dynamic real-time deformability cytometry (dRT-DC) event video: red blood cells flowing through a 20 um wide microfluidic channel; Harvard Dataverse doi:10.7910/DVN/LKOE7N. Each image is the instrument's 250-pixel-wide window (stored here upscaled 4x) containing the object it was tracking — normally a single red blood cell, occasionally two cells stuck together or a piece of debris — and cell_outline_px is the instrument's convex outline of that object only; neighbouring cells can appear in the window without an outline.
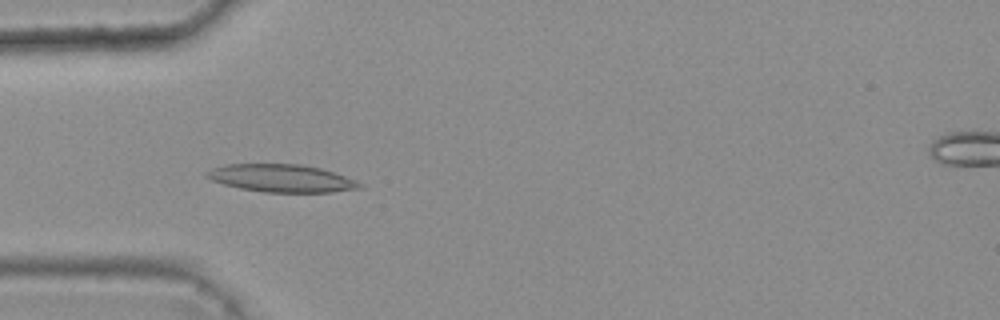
{"species": "common noctule bat (a hibernating species)", "species_latin": "Nyctalus noctula", "temperature_condition": "warm", "stored_images_in_passage": 3, "camera_frame_rate_fps": 3000, "um_per_image_px": 0.085, "animal": {"sex": "female", "body_mass_g": 25.1}, "frame": {"image": 1, "passage_image": 3, "time_ms": 0.667, "image_size_px": [1000, 320], "cell_outline_px": [[364, 188], [332, 192], [264, 192], [240, 188], [224, 184], [212, 180], [204, 176], [204, 172], [212, 168], [224, 164], [300, 164], [320, 168], [356, 180], [364, 184]], "centroid_in_image_um": [23.92, 15.15], "position_along_channel_um": 61.1, "area_um2": 24.74}}